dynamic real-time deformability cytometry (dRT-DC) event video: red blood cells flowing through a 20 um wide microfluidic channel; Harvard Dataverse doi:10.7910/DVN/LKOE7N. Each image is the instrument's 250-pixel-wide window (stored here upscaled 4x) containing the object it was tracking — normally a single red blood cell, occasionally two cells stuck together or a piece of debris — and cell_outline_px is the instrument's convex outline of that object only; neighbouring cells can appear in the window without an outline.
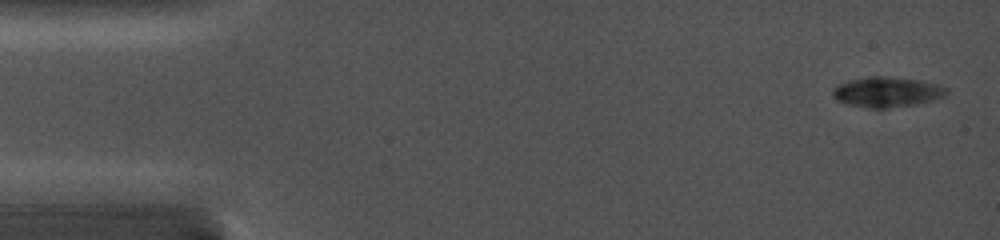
{"species": "common noctule bat (a hibernating species)", "species_latin": "Nyctalus noctula", "temperature_condition": "cold", "stored_images_in_passage": 28, "camera_frame_rate_fps": 5000, "um_per_image_px": 0.085, "animal": {"sex": "female", "body_mass_g": 19.0, "forearm_length_mm": 56.7}, "frame": {"image": 1, "passage_image": 1, "time_ms": 0.0, "image_size_px": [1000, 240], "cell_outline_px": [[948, 92], [944, 96], [932, 100], [916, 104], [888, 108], [868, 108], [848, 104], [836, 100], [832, 96], [832, 88], [848, 80], [868, 76], [892, 76], [920, 80], [936, 84], [948, 88]], "centroid_in_image_um": [75.37, 7.81], "position_along_channel_um": 9.6, "area_um2": 20.17}}
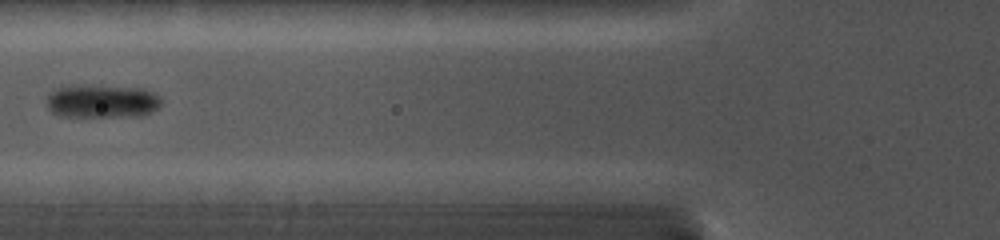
{"frame": {"image": 2, "passage_image": 11, "time_ms": 5.8, "image_size_px": [1000, 240], "cell_outline_px": [[160, 104], [152, 112], [140, 116], [60, 116], [52, 112], [48, 108], [48, 92], [60, 84], [80, 84], [140, 88], [156, 92], [160, 96]], "centroid_in_image_um": [8.62, 8.57], "position_along_channel_um": 117.2, "area_um2": 22.77}}
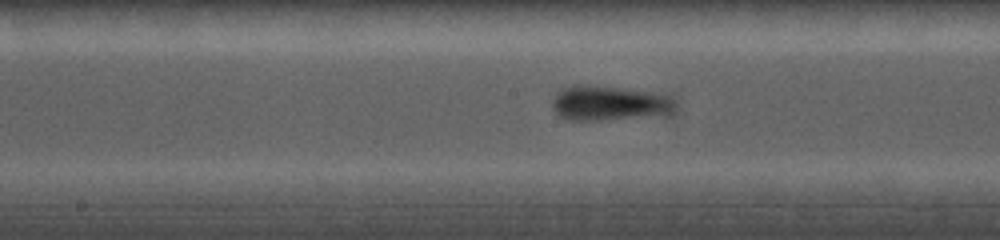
{"frame": {"image": 3, "passage_image": 15, "time_ms": 7.8, "image_size_px": [1000, 240], "cell_outline_px": [[676, 116], [600, 120], [568, 120], [560, 116], [552, 108], [552, 100], [560, 88], [572, 84], [580, 84], [676, 92]], "centroid_in_image_um": [52.04, 8.75], "position_along_channel_um": 196.2, "area_um2": 27.05}}